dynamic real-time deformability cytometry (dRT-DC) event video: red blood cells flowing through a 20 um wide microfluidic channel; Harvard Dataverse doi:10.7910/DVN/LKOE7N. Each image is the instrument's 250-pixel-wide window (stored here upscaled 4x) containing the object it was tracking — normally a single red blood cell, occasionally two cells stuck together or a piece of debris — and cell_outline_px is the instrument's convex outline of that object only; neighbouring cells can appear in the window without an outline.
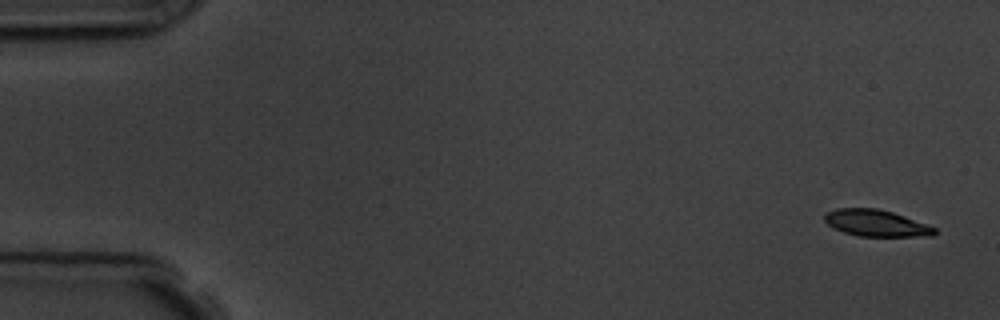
{"species": "common noctule bat (a hibernating species)", "species_latin": "Nyctalus noctula", "temperature_condition": "room temperature", "stored_images_in_passage": 5, "camera_frame_rate_fps": 3000, "um_per_image_px": 0.085, "animal": {"sex": "male", "body_mass_g": 19.5, "forearm_length_mm": 54.6}, "frame": {"image": 1, "passage_image": 1, "time_ms": 0.0, "image_size_px": [1000, 320], "cell_outline_px": [[936, 232], [932, 236], [856, 236], [832, 228], [824, 220], [824, 216], [828, 212], [836, 208], [876, 208], [892, 212], [928, 224], [936, 228]], "centroid_in_image_um": [74.47, 18.97], "position_along_channel_um": 10.5, "area_um2": 17.05}}
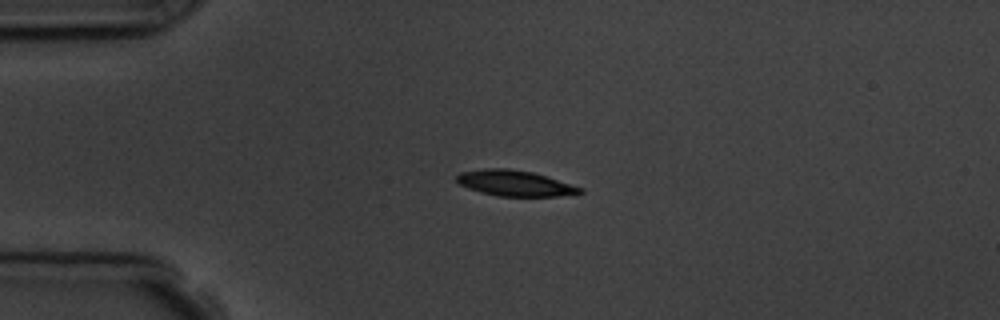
{"frame": {"image": 2, "passage_image": 4, "time_ms": 3.667, "image_size_px": [1000, 320], "cell_outline_px": [[584, 192], [560, 196], [496, 196], [480, 192], [468, 188], [460, 184], [456, 180], [456, 176], [460, 172], [484, 168], [508, 168], [532, 172], [584, 188]], "centroid_in_image_um": [43.74, 15.57], "position_along_channel_um": 41.3, "area_um2": 18.44}}